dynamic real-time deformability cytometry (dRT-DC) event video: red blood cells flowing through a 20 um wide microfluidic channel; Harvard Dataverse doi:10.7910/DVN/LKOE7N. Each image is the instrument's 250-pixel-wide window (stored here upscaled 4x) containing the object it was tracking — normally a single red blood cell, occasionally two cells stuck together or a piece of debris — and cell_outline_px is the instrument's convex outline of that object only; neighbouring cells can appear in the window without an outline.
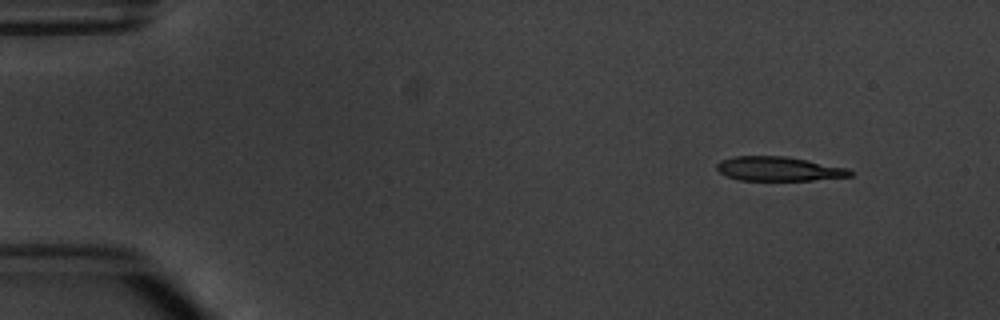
{"species": "common noctule bat (a hibernating species)", "species_latin": "Nyctalus noctula", "temperature_condition": "warm", "stored_images_in_passage": 3, "camera_frame_rate_fps": 3000, "um_per_image_px": 0.085, "animal": {"sex": "male", "body_mass_g": 20.1, "forearm_length_mm": 53.5}, "frame": {"image": 1, "passage_image": 1, "time_ms": 0.0, "image_size_px": [1000, 320], "cell_outline_px": [[852, 176], [812, 180], [740, 180], [728, 176], [720, 172], [716, 168], [716, 164], [720, 160], [736, 156], [788, 156], [848, 168], [852, 172]], "centroid_in_image_um": [66.19, 14.34], "position_along_channel_um": 18.8, "area_um2": 18.79}}